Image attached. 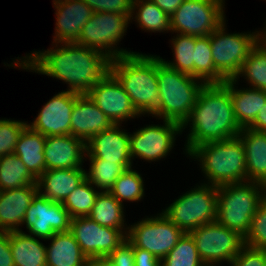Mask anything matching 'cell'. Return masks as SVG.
I'll return each instance as SVG.
<instances>
[{
	"mask_svg": "<svg viewBox=\"0 0 266 266\" xmlns=\"http://www.w3.org/2000/svg\"><path fill=\"white\" fill-rule=\"evenodd\" d=\"M55 45V49L35 51L23 60H13L14 65L10 66L62 80L69 85L67 91L80 95L87 94L110 72L112 59L101 51L77 43Z\"/></svg>",
	"mask_w": 266,
	"mask_h": 266,
	"instance_id": "6da1fadb",
	"label": "cell"
},
{
	"mask_svg": "<svg viewBox=\"0 0 266 266\" xmlns=\"http://www.w3.org/2000/svg\"><path fill=\"white\" fill-rule=\"evenodd\" d=\"M188 124L191 130L185 144L187 154L203 143L238 136L241 128L234 114L230 79L224 83L205 84L201 88L195 105L181 125V131Z\"/></svg>",
	"mask_w": 266,
	"mask_h": 266,
	"instance_id": "7a4b0ae2",
	"label": "cell"
},
{
	"mask_svg": "<svg viewBox=\"0 0 266 266\" xmlns=\"http://www.w3.org/2000/svg\"><path fill=\"white\" fill-rule=\"evenodd\" d=\"M110 72L120 82L140 115H155L159 111L156 55L136 52L112 59Z\"/></svg>",
	"mask_w": 266,
	"mask_h": 266,
	"instance_id": "3957f363",
	"label": "cell"
},
{
	"mask_svg": "<svg viewBox=\"0 0 266 266\" xmlns=\"http://www.w3.org/2000/svg\"><path fill=\"white\" fill-rule=\"evenodd\" d=\"M188 156L200 162L210 185L247 182L245 147L239 136L203 143Z\"/></svg>",
	"mask_w": 266,
	"mask_h": 266,
	"instance_id": "277c9868",
	"label": "cell"
},
{
	"mask_svg": "<svg viewBox=\"0 0 266 266\" xmlns=\"http://www.w3.org/2000/svg\"><path fill=\"white\" fill-rule=\"evenodd\" d=\"M157 80L160 109L154 116L182 125L205 83L169 67L160 56H157Z\"/></svg>",
	"mask_w": 266,
	"mask_h": 266,
	"instance_id": "5b68a950",
	"label": "cell"
},
{
	"mask_svg": "<svg viewBox=\"0 0 266 266\" xmlns=\"http://www.w3.org/2000/svg\"><path fill=\"white\" fill-rule=\"evenodd\" d=\"M263 200V189L258 182L218 186L216 221L245 238L251 227L252 217Z\"/></svg>",
	"mask_w": 266,
	"mask_h": 266,
	"instance_id": "8992f818",
	"label": "cell"
},
{
	"mask_svg": "<svg viewBox=\"0 0 266 266\" xmlns=\"http://www.w3.org/2000/svg\"><path fill=\"white\" fill-rule=\"evenodd\" d=\"M185 233L217 219V186L202 183L180 195L162 212Z\"/></svg>",
	"mask_w": 266,
	"mask_h": 266,
	"instance_id": "52a82bcc",
	"label": "cell"
},
{
	"mask_svg": "<svg viewBox=\"0 0 266 266\" xmlns=\"http://www.w3.org/2000/svg\"><path fill=\"white\" fill-rule=\"evenodd\" d=\"M225 22L210 34V47L216 71L229 80L237 77L250 50L264 34L261 31L228 34Z\"/></svg>",
	"mask_w": 266,
	"mask_h": 266,
	"instance_id": "ba28073f",
	"label": "cell"
},
{
	"mask_svg": "<svg viewBox=\"0 0 266 266\" xmlns=\"http://www.w3.org/2000/svg\"><path fill=\"white\" fill-rule=\"evenodd\" d=\"M130 17L114 12H93L89 21L83 26L76 43L101 51L110 59L136 53L115 47L123 38L129 22L132 21Z\"/></svg>",
	"mask_w": 266,
	"mask_h": 266,
	"instance_id": "9c48e42d",
	"label": "cell"
},
{
	"mask_svg": "<svg viewBox=\"0 0 266 266\" xmlns=\"http://www.w3.org/2000/svg\"><path fill=\"white\" fill-rule=\"evenodd\" d=\"M224 0H185L170 16L171 32L204 37L224 21Z\"/></svg>",
	"mask_w": 266,
	"mask_h": 266,
	"instance_id": "30bf717a",
	"label": "cell"
},
{
	"mask_svg": "<svg viewBox=\"0 0 266 266\" xmlns=\"http://www.w3.org/2000/svg\"><path fill=\"white\" fill-rule=\"evenodd\" d=\"M206 266H216L222 261L231 264L244 244V237L217 221L204 224L188 232Z\"/></svg>",
	"mask_w": 266,
	"mask_h": 266,
	"instance_id": "8fae6325",
	"label": "cell"
},
{
	"mask_svg": "<svg viewBox=\"0 0 266 266\" xmlns=\"http://www.w3.org/2000/svg\"><path fill=\"white\" fill-rule=\"evenodd\" d=\"M159 215V216H158ZM134 223L127 239L137 248L147 250L162 260L185 233L162 212Z\"/></svg>",
	"mask_w": 266,
	"mask_h": 266,
	"instance_id": "7c38bea8",
	"label": "cell"
},
{
	"mask_svg": "<svg viewBox=\"0 0 266 266\" xmlns=\"http://www.w3.org/2000/svg\"><path fill=\"white\" fill-rule=\"evenodd\" d=\"M127 230L101 226L88 216L70 221V232L88 260L109 256L127 238Z\"/></svg>",
	"mask_w": 266,
	"mask_h": 266,
	"instance_id": "4fadbf2b",
	"label": "cell"
},
{
	"mask_svg": "<svg viewBox=\"0 0 266 266\" xmlns=\"http://www.w3.org/2000/svg\"><path fill=\"white\" fill-rule=\"evenodd\" d=\"M71 217L62 202H54L39 192L32 198L22 225L34 237L47 240L55 233L70 231Z\"/></svg>",
	"mask_w": 266,
	"mask_h": 266,
	"instance_id": "5bb4252c",
	"label": "cell"
},
{
	"mask_svg": "<svg viewBox=\"0 0 266 266\" xmlns=\"http://www.w3.org/2000/svg\"><path fill=\"white\" fill-rule=\"evenodd\" d=\"M164 125H149L130 134L131 159L161 160L173 149L175 136L182 133L181 125L163 120Z\"/></svg>",
	"mask_w": 266,
	"mask_h": 266,
	"instance_id": "9a60e30c",
	"label": "cell"
},
{
	"mask_svg": "<svg viewBox=\"0 0 266 266\" xmlns=\"http://www.w3.org/2000/svg\"><path fill=\"white\" fill-rule=\"evenodd\" d=\"M87 95L115 125H120L123 121L131 118L140 117L132 105L129 95L111 72Z\"/></svg>",
	"mask_w": 266,
	"mask_h": 266,
	"instance_id": "2e32d148",
	"label": "cell"
},
{
	"mask_svg": "<svg viewBox=\"0 0 266 266\" xmlns=\"http://www.w3.org/2000/svg\"><path fill=\"white\" fill-rule=\"evenodd\" d=\"M75 101L76 93L59 92L45 103L35 120L28 125L44 136L70 135L71 113Z\"/></svg>",
	"mask_w": 266,
	"mask_h": 266,
	"instance_id": "e0dca14e",
	"label": "cell"
},
{
	"mask_svg": "<svg viewBox=\"0 0 266 266\" xmlns=\"http://www.w3.org/2000/svg\"><path fill=\"white\" fill-rule=\"evenodd\" d=\"M120 125L95 134L86 142V153L89 159H102L120 163L126 170L132 168L130 156V134L121 130Z\"/></svg>",
	"mask_w": 266,
	"mask_h": 266,
	"instance_id": "ac0fdd59",
	"label": "cell"
},
{
	"mask_svg": "<svg viewBox=\"0 0 266 266\" xmlns=\"http://www.w3.org/2000/svg\"><path fill=\"white\" fill-rule=\"evenodd\" d=\"M56 26L53 43H76L93 10L83 0H54Z\"/></svg>",
	"mask_w": 266,
	"mask_h": 266,
	"instance_id": "d6986e66",
	"label": "cell"
},
{
	"mask_svg": "<svg viewBox=\"0 0 266 266\" xmlns=\"http://www.w3.org/2000/svg\"><path fill=\"white\" fill-rule=\"evenodd\" d=\"M86 143L73 135L46 136L44 145L45 168H82Z\"/></svg>",
	"mask_w": 266,
	"mask_h": 266,
	"instance_id": "ffe728a7",
	"label": "cell"
},
{
	"mask_svg": "<svg viewBox=\"0 0 266 266\" xmlns=\"http://www.w3.org/2000/svg\"><path fill=\"white\" fill-rule=\"evenodd\" d=\"M114 124L87 94H77L71 113V135L85 143Z\"/></svg>",
	"mask_w": 266,
	"mask_h": 266,
	"instance_id": "44dd1931",
	"label": "cell"
},
{
	"mask_svg": "<svg viewBox=\"0 0 266 266\" xmlns=\"http://www.w3.org/2000/svg\"><path fill=\"white\" fill-rule=\"evenodd\" d=\"M37 192V184L0 191V231H20L19 226L22 227L26 210Z\"/></svg>",
	"mask_w": 266,
	"mask_h": 266,
	"instance_id": "7402d4cb",
	"label": "cell"
},
{
	"mask_svg": "<svg viewBox=\"0 0 266 266\" xmlns=\"http://www.w3.org/2000/svg\"><path fill=\"white\" fill-rule=\"evenodd\" d=\"M85 169H49L38 179V192L54 202H63L85 178ZM44 191V192H43Z\"/></svg>",
	"mask_w": 266,
	"mask_h": 266,
	"instance_id": "603a6c76",
	"label": "cell"
},
{
	"mask_svg": "<svg viewBox=\"0 0 266 266\" xmlns=\"http://www.w3.org/2000/svg\"><path fill=\"white\" fill-rule=\"evenodd\" d=\"M238 136L245 147L247 181L262 183L266 179V132L242 128Z\"/></svg>",
	"mask_w": 266,
	"mask_h": 266,
	"instance_id": "cb8c5ba5",
	"label": "cell"
},
{
	"mask_svg": "<svg viewBox=\"0 0 266 266\" xmlns=\"http://www.w3.org/2000/svg\"><path fill=\"white\" fill-rule=\"evenodd\" d=\"M46 136L27 125L19 136L14 153L37 180L45 171L44 145Z\"/></svg>",
	"mask_w": 266,
	"mask_h": 266,
	"instance_id": "d4e9b609",
	"label": "cell"
},
{
	"mask_svg": "<svg viewBox=\"0 0 266 266\" xmlns=\"http://www.w3.org/2000/svg\"><path fill=\"white\" fill-rule=\"evenodd\" d=\"M46 246L47 266H88V258L70 231L55 233Z\"/></svg>",
	"mask_w": 266,
	"mask_h": 266,
	"instance_id": "484cf974",
	"label": "cell"
},
{
	"mask_svg": "<svg viewBox=\"0 0 266 266\" xmlns=\"http://www.w3.org/2000/svg\"><path fill=\"white\" fill-rule=\"evenodd\" d=\"M236 79H230V96L240 128H248L266 103V91L256 88L237 89Z\"/></svg>",
	"mask_w": 266,
	"mask_h": 266,
	"instance_id": "4316f807",
	"label": "cell"
},
{
	"mask_svg": "<svg viewBox=\"0 0 266 266\" xmlns=\"http://www.w3.org/2000/svg\"><path fill=\"white\" fill-rule=\"evenodd\" d=\"M9 243L15 266H47L46 246L32 235L9 232Z\"/></svg>",
	"mask_w": 266,
	"mask_h": 266,
	"instance_id": "83f0119b",
	"label": "cell"
},
{
	"mask_svg": "<svg viewBox=\"0 0 266 266\" xmlns=\"http://www.w3.org/2000/svg\"><path fill=\"white\" fill-rule=\"evenodd\" d=\"M244 76L251 88L266 91V34L250 50L248 57L243 62L240 72L235 78Z\"/></svg>",
	"mask_w": 266,
	"mask_h": 266,
	"instance_id": "f1b7e54d",
	"label": "cell"
},
{
	"mask_svg": "<svg viewBox=\"0 0 266 266\" xmlns=\"http://www.w3.org/2000/svg\"><path fill=\"white\" fill-rule=\"evenodd\" d=\"M123 208L124 206L110 192H99L88 217L104 227L129 229V226L124 227L126 223Z\"/></svg>",
	"mask_w": 266,
	"mask_h": 266,
	"instance_id": "f546056e",
	"label": "cell"
},
{
	"mask_svg": "<svg viewBox=\"0 0 266 266\" xmlns=\"http://www.w3.org/2000/svg\"><path fill=\"white\" fill-rule=\"evenodd\" d=\"M37 184V180L29 173L25 164L15 154L0 157V191L21 188Z\"/></svg>",
	"mask_w": 266,
	"mask_h": 266,
	"instance_id": "4dcf8cb0",
	"label": "cell"
},
{
	"mask_svg": "<svg viewBox=\"0 0 266 266\" xmlns=\"http://www.w3.org/2000/svg\"><path fill=\"white\" fill-rule=\"evenodd\" d=\"M134 15L135 17H133ZM130 18H135L139 27L145 31H171L170 17L151 0H133L132 14Z\"/></svg>",
	"mask_w": 266,
	"mask_h": 266,
	"instance_id": "1f68e13d",
	"label": "cell"
},
{
	"mask_svg": "<svg viewBox=\"0 0 266 266\" xmlns=\"http://www.w3.org/2000/svg\"><path fill=\"white\" fill-rule=\"evenodd\" d=\"M194 77L202 80L205 84L224 83L226 81L214 67L210 35L204 37L195 36Z\"/></svg>",
	"mask_w": 266,
	"mask_h": 266,
	"instance_id": "d6a6232c",
	"label": "cell"
},
{
	"mask_svg": "<svg viewBox=\"0 0 266 266\" xmlns=\"http://www.w3.org/2000/svg\"><path fill=\"white\" fill-rule=\"evenodd\" d=\"M90 168L85 172V178L100 192L110 191L114 182L126 169L117 162L105 161L102 159H89Z\"/></svg>",
	"mask_w": 266,
	"mask_h": 266,
	"instance_id": "836d02e7",
	"label": "cell"
},
{
	"mask_svg": "<svg viewBox=\"0 0 266 266\" xmlns=\"http://www.w3.org/2000/svg\"><path fill=\"white\" fill-rule=\"evenodd\" d=\"M86 179L62 202L71 219L89 216L100 191Z\"/></svg>",
	"mask_w": 266,
	"mask_h": 266,
	"instance_id": "e575fe53",
	"label": "cell"
},
{
	"mask_svg": "<svg viewBox=\"0 0 266 266\" xmlns=\"http://www.w3.org/2000/svg\"><path fill=\"white\" fill-rule=\"evenodd\" d=\"M161 266H206L199 257L195 242L184 233L173 249L161 260Z\"/></svg>",
	"mask_w": 266,
	"mask_h": 266,
	"instance_id": "d590c367",
	"label": "cell"
},
{
	"mask_svg": "<svg viewBox=\"0 0 266 266\" xmlns=\"http://www.w3.org/2000/svg\"><path fill=\"white\" fill-rule=\"evenodd\" d=\"M143 183L142 176L132 168H129L117 178L109 192L122 205L124 200L136 202L144 196Z\"/></svg>",
	"mask_w": 266,
	"mask_h": 266,
	"instance_id": "8d00e7d4",
	"label": "cell"
},
{
	"mask_svg": "<svg viewBox=\"0 0 266 266\" xmlns=\"http://www.w3.org/2000/svg\"><path fill=\"white\" fill-rule=\"evenodd\" d=\"M174 61L162 59L169 67L194 76L195 36L177 34L172 38Z\"/></svg>",
	"mask_w": 266,
	"mask_h": 266,
	"instance_id": "74e56055",
	"label": "cell"
},
{
	"mask_svg": "<svg viewBox=\"0 0 266 266\" xmlns=\"http://www.w3.org/2000/svg\"><path fill=\"white\" fill-rule=\"evenodd\" d=\"M88 266H134V245L126 238L109 256L89 259Z\"/></svg>",
	"mask_w": 266,
	"mask_h": 266,
	"instance_id": "f35d334b",
	"label": "cell"
},
{
	"mask_svg": "<svg viewBox=\"0 0 266 266\" xmlns=\"http://www.w3.org/2000/svg\"><path fill=\"white\" fill-rule=\"evenodd\" d=\"M244 244L253 248H266V199L259 204L252 217L251 227L244 238Z\"/></svg>",
	"mask_w": 266,
	"mask_h": 266,
	"instance_id": "ab89813d",
	"label": "cell"
},
{
	"mask_svg": "<svg viewBox=\"0 0 266 266\" xmlns=\"http://www.w3.org/2000/svg\"><path fill=\"white\" fill-rule=\"evenodd\" d=\"M27 125L20 120L0 119V157L14 153L19 136Z\"/></svg>",
	"mask_w": 266,
	"mask_h": 266,
	"instance_id": "60d3db41",
	"label": "cell"
},
{
	"mask_svg": "<svg viewBox=\"0 0 266 266\" xmlns=\"http://www.w3.org/2000/svg\"><path fill=\"white\" fill-rule=\"evenodd\" d=\"M93 12L117 13L131 16L133 0H83Z\"/></svg>",
	"mask_w": 266,
	"mask_h": 266,
	"instance_id": "b9f144b4",
	"label": "cell"
},
{
	"mask_svg": "<svg viewBox=\"0 0 266 266\" xmlns=\"http://www.w3.org/2000/svg\"><path fill=\"white\" fill-rule=\"evenodd\" d=\"M231 266H266L264 249L244 245L232 260Z\"/></svg>",
	"mask_w": 266,
	"mask_h": 266,
	"instance_id": "7bdbcfd3",
	"label": "cell"
},
{
	"mask_svg": "<svg viewBox=\"0 0 266 266\" xmlns=\"http://www.w3.org/2000/svg\"><path fill=\"white\" fill-rule=\"evenodd\" d=\"M0 266H15L9 243V232L0 231Z\"/></svg>",
	"mask_w": 266,
	"mask_h": 266,
	"instance_id": "ee69618b",
	"label": "cell"
},
{
	"mask_svg": "<svg viewBox=\"0 0 266 266\" xmlns=\"http://www.w3.org/2000/svg\"><path fill=\"white\" fill-rule=\"evenodd\" d=\"M134 266H161V260L149 251L134 246Z\"/></svg>",
	"mask_w": 266,
	"mask_h": 266,
	"instance_id": "f6af8a7d",
	"label": "cell"
},
{
	"mask_svg": "<svg viewBox=\"0 0 266 266\" xmlns=\"http://www.w3.org/2000/svg\"><path fill=\"white\" fill-rule=\"evenodd\" d=\"M169 17L185 0H151Z\"/></svg>",
	"mask_w": 266,
	"mask_h": 266,
	"instance_id": "bcb514c9",
	"label": "cell"
},
{
	"mask_svg": "<svg viewBox=\"0 0 266 266\" xmlns=\"http://www.w3.org/2000/svg\"><path fill=\"white\" fill-rule=\"evenodd\" d=\"M248 128L258 132H266V103Z\"/></svg>",
	"mask_w": 266,
	"mask_h": 266,
	"instance_id": "7dc6e473",
	"label": "cell"
},
{
	"mask_svg": "<svg viewBox=\"0 0 266 266\" xmlns=\"http://www.w3.org/2000/svg\"><path fill=\"white\" fill-rule=\"evenodd\" d=\"M264 199H266V179L261 183Z\"/></svg>",
	"mask_w": 266,
	"mask_h": 266,
	"instance_id": "c3c4849f",
	"label": "cell"
},
{
	"mask_svg": "<svg viewBox=\"0 0 266 266\" xmlns=\"http://www.w3.org/2000/svg\"><path fill=\"white\" fill-rule=\"evenodd\" d=\"M265 259H266V248L264 249Z\"/></svg>",
	"mask_w": 266,
	"mask_h": 266,
	"instance_id": "681fc988",
	"label": "cell"
}]
</instances>
